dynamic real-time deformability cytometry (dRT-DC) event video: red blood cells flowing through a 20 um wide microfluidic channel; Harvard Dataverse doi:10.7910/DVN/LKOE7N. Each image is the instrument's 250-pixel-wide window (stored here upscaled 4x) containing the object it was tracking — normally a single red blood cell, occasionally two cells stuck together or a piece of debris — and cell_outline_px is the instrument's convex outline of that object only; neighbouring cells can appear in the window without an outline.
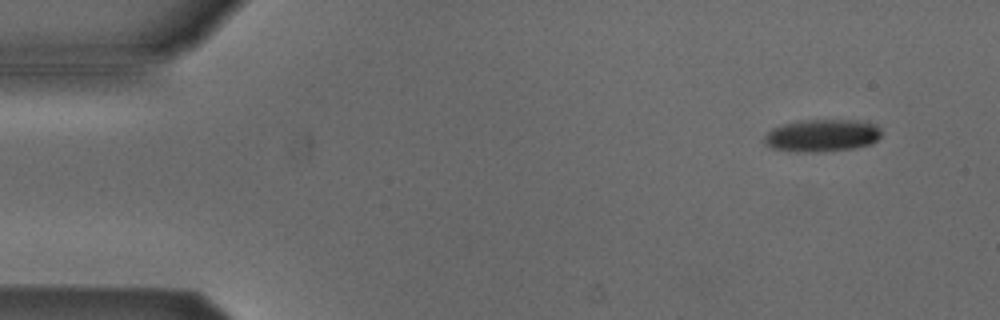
{"species": "Egyptian fruit bat (a non-hibernating species)", "species_latin": "Rousettus aegyptiacus", "temperature_condition": "cold", "stored_images_in_passage": 7, "camera_frame_rate_fps": 3000, "um_per_image_px": 0.085, "animal": {"sex": "male"}, "frame": {"image": 1, "passage_image": 2, "time_ms": 1.333, "image_size_px": [1000, 320], "cell_outline_px": [[880, 136], [872, 144], [852, 148], [824, 152], [796, 152], [772, 148], [764, 144], [764, 136], [772, 128], [784, 124], [800, 120], [856, 120], [876, 124], [880, 128]], "centroid_in_image_um": [69.86, 11.52], "position_along_channel_um": 15.1, "area_um2": 22.25}}